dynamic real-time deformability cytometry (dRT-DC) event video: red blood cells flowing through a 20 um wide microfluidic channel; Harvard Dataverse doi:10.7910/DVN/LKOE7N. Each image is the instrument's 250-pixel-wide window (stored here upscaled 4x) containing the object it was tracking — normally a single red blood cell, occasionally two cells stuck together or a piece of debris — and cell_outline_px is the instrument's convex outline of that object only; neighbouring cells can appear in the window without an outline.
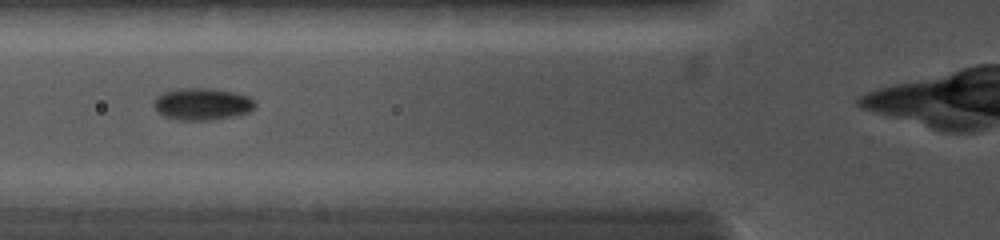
{"species": "common noctule bat (a hibernating species)", "species_latin": "Nyctalus noctula", "temperature_condition": "cold", "stored_images_in_passage": 32, "camera_frame_rate_fps": 5000, "um_per_image_px": 0.085, "animal": {"sex": "female", "body_mass_g": 19.0, "forearm_length_mm": 56.7}, "frame": {"image": 1, "passage_image": 9, "time_ms": 3.2, "image_size_px": [1000, 240], "cell_outline_px": [[256, 104], [248, 112], [232, 116], [212, 120], [180, 120], [164, 116], [156, 112], [152, 104], [156, 96], [160, 92], [176, 88], [208, 88], [232, 92], [248, 96], [256, 100]], "centroid_in_image_um": [17.11, 8.83], "position_along_channel_um": 108.7, "area_um2": 19.07}}
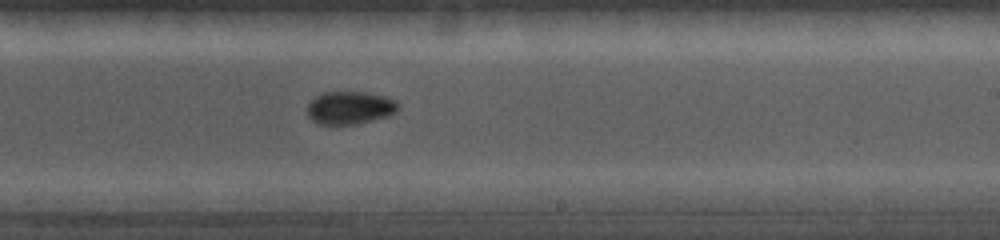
{"frame": {"image": 2, "passage_image": 20, "time_ms": 6.6, "image_size_px": [1000, 240], "cell_outline_px": [[400, 108], [396, 112], [388, 116], [356, 124], [316, 124], [308, 116], [308, 104], [316, 96], [324, 92], [368, 92], [384, 96], [396, 100], [400, 104]], "centroid_in_image_um": [29.77, 9.16], "position_along_channel_um": 259.2, "area_um2": 17.51}}
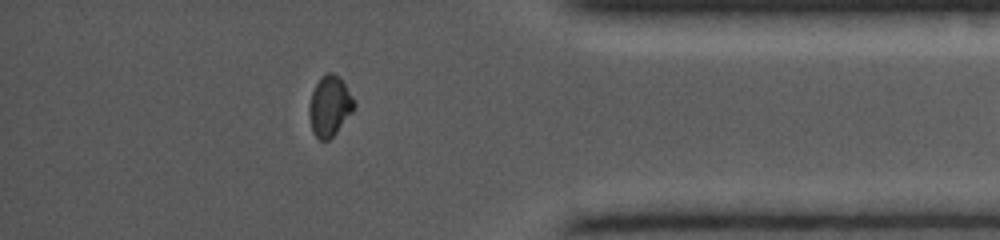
{"frame": {"image": 3, "passage_image": 31, "time_ms": 10.2, "image_size_px": [1000, 240], "cell_outline_px": [[356, 108], [336, 132], [328, 140], [320, 140], [312, 132], [308, 112], [308, 108], [312, 92], [320, 76], [328, 72], [332, 72], [340, 76], [352, 96], [356, 104]], "centroid_in_image_um": [28.02, 8.99], "position_along_channel_um": 407.2, "area_um2": 15.95}}